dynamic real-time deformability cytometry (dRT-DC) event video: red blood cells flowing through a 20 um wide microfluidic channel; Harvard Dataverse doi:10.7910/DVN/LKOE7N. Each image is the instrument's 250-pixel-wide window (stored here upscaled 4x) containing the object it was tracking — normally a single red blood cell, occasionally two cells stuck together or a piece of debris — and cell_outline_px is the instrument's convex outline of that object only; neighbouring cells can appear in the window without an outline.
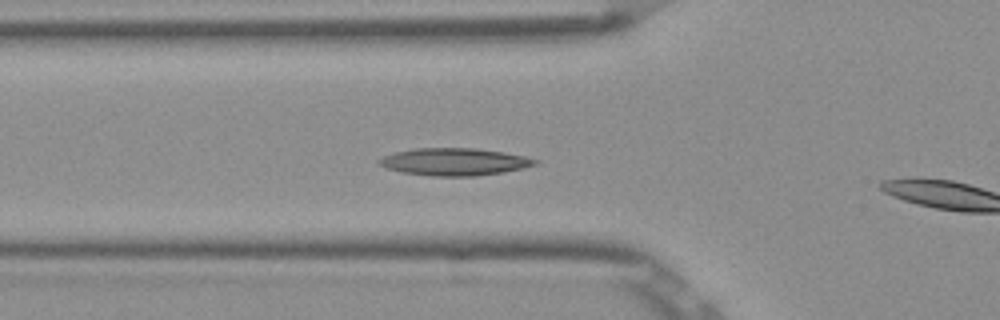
{"species": "Egyptian fruit bat (a non-hibernating species)", "species_latin": "Rousettus aegyptiacus", "temperature_condition": "room temperature", "stored_images_in_passage": 10, "camera_frame_rate_fps": 3000, "um_per_image_px": 0.085, "frame": {"image": 1, "passage_image": 9, "time_ms": 2.667, "image_size_px": [1000, 320], "cell_outline_px": [[540, 160], [536, 164], [524, 168], [504, 172], [476, 176], [432, 176], [400, 172], [388, 168], [380, 164], [376, 160], [384, 156], [396, 152], [416, 148], [472, 148], [504, 152], [524, 156]], "centroid_in_image_um": [38.64, 13.75], "position_along_channel_um": 87.2, "area_um2": 24.8}}